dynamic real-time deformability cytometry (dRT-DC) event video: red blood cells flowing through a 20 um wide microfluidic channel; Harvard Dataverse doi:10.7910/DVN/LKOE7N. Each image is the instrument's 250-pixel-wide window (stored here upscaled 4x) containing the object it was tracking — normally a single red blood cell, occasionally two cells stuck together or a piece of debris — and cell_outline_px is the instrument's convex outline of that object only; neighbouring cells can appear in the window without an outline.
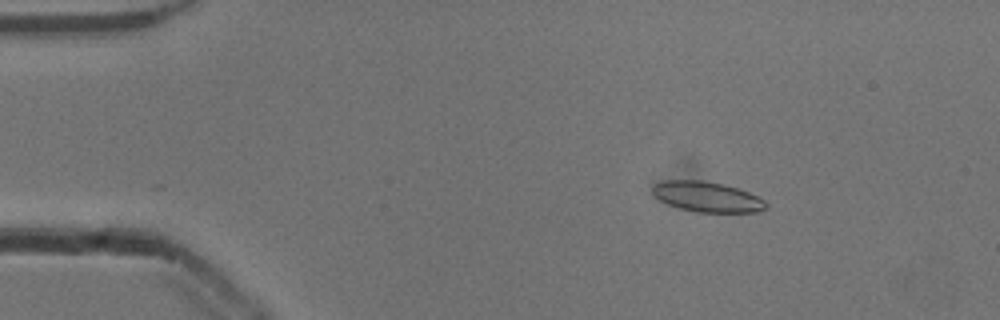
{"species": "common noctule bat (a hibernating species)", "species_latin": "Nyctalus noctula", "temperature_condition": "cold", "stored_images_in_passage": 48, "camera_frame_rate_fps": 3000, "um_per_image_px": 0.085, "animal": {"sex": "male", "body_mass_g": 13.3}, "frame": {"image": 1, "passage_image": 3, "time_ms": 0.667, "image_size_px": [1000, 320], "cell_outline_px": [[768, 208], [756, 212], [696, 212], [680, 208], [668, 204], [660, 200], [652, 192], [652, 184], [664, 180], [700, 180], [724, 184], [748, 192], [764, 200], [768, 204]], "centroid_in_image_um": [60.09, 16.72], "position_along_channel_um": 24.9, "area_um2": 20.0}}
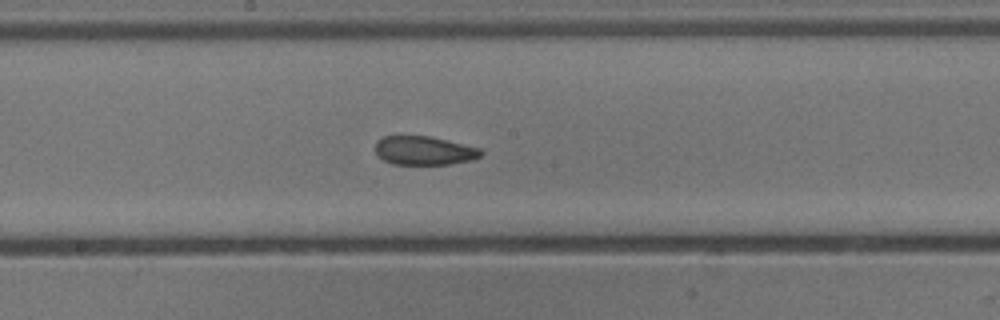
{"frame": {"image": 2, "passage_image": 23, "time_ms": 7.333, "image_size_px": [1000, 320], "cell_outline_px": [[484, 152], [480, 156], [472, 160], [448, 164], [392, 164], [376, 156], [376, 140], [384, 136], [432, 136], [480, 148]], "centroid_in_image_um": [36.04, 12.79], "position_along_channel_um": 212.2, "area_um2": 17.8}}
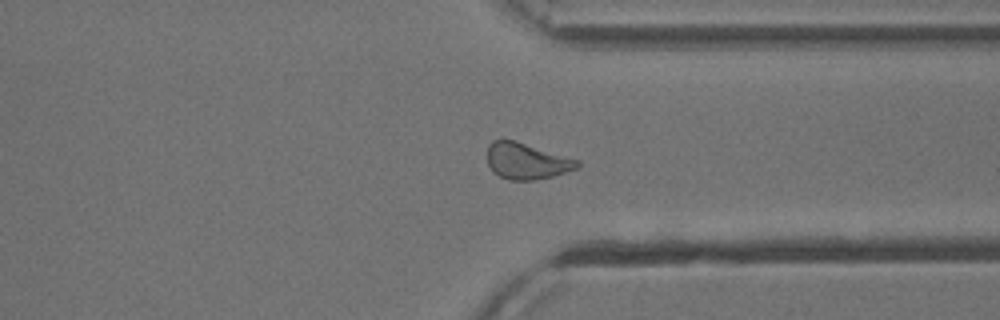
{"frame": {"image": 3, "passage_image": 35, "time_ms": 11.333, "image_size_px": [1000, 320], "cell_outline_px": [[580, 164], [576, 168], [552, 176], [532, 180], [508, 180], [492, 172], [488, 164], [488, 144], [492, 140], [512, 140], [580, 160]], "centroid_in_image_um": [44.73, 13.7], "position_along_channel_um": 366.7, "area_um2": 18.73}, "authors_computed_cell_mechanics": {"area_um2": 19.3052, "velocity_mm_per_s": 3.8829, "shape_relaxation_time_tau1_ms": 5.9219, "shape_relaxation_time_tau2_ms": 2.3009, "deformation_change_tau1": 0.1406, "deformation_change_tau2": 0.0784}}